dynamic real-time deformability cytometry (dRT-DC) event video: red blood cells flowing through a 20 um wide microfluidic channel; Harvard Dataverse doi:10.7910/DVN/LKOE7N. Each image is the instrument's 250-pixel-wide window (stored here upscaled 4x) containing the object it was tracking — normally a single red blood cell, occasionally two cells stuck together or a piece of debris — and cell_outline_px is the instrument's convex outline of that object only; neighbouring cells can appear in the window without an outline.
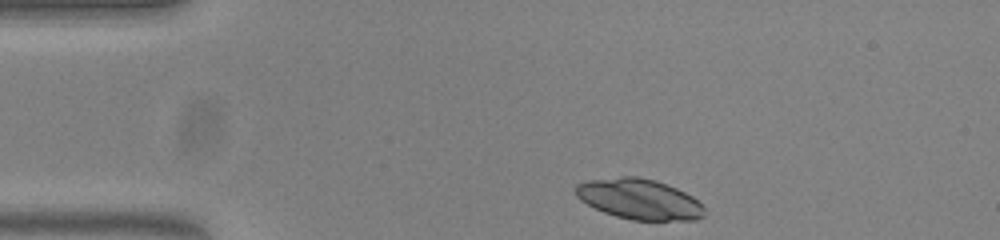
{"species": "common noctule bat (a hibernating species)", "species_latin": "Nyctalus noctula", "temperature_condition": "warm", "stored_images_in_passage": 36, "camera_frame_rate_fps": 3000, "um_per_image_px": 0.085, "animal": {"sex": "female", "body_mass_g": 23.0, "forearm_length_mm": 53.4}, "frame": {"image": 1, "passage_image": 1, "time_ms": 0.0, "image_size_px": [1000, 240], "cell_outline_px": [[704, 216], [696, 220], [632, 220], [616, 216], [604, 212], [580, 200], [576, 196], [576, 184], [588, 180], [620, 176], [636, 176], [656, 180], [676, 188], [692, 196], [704, 208]], "centroid_in_image_um": [54.33, 16.92], "position_along_channel_um": 30.7, "area_um2": 30.23}}
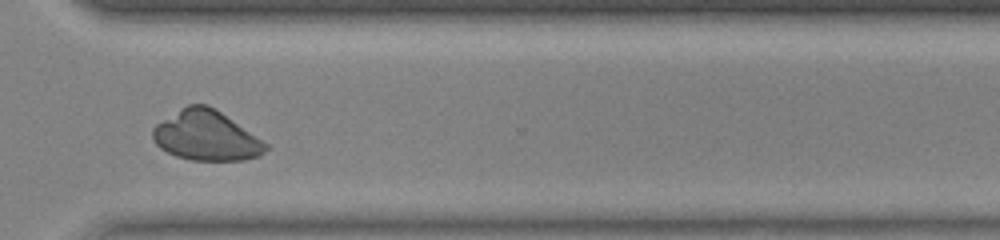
{"frame": {"image": 2, "passage_image": 31, "time_ms": 10.0, "image_size_px": [1000, 240], "cell_outline_px": [[268, 148], [260, 156], [244, 160], [192, 160], [176, 156], [160, 148], [152, 140], [152, 128], [156, 124], [180, 108], [188, 104], [208, 104], [216, 108], [268, 144]], "centroid_in_image_um": [17.51, 11.52], "position_along_channel_um": 353.1, "area_um2": 32.95}}
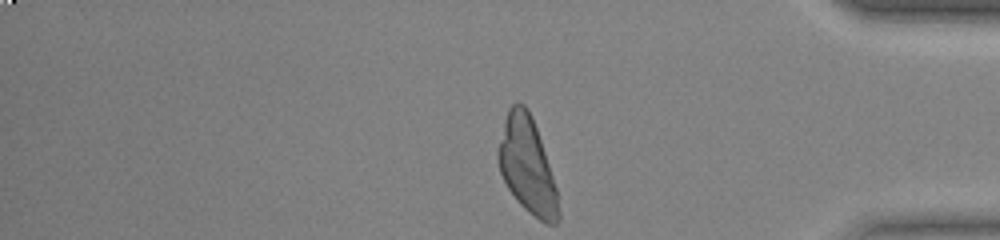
{"frame": {"image": 3, "passage_image": 36, "time_ms": 11.667, "image_size_px": [1000, 240], "cell_outline_px": [[560, 220], [556, 224], [548, 224], [540, 220], [528, 212], [516, 200], [508, 188], [500, 172], [496, 156], [496, 152], [504, 120], [508, 108], [512, 104], [524, 104], [528, 108], [532, 116], [556, 188], [560, 212]], "centroid_in_image_um": [44.79, 14.08], "position_along_channel_um": 390.4, "area_um2": 33.47}}